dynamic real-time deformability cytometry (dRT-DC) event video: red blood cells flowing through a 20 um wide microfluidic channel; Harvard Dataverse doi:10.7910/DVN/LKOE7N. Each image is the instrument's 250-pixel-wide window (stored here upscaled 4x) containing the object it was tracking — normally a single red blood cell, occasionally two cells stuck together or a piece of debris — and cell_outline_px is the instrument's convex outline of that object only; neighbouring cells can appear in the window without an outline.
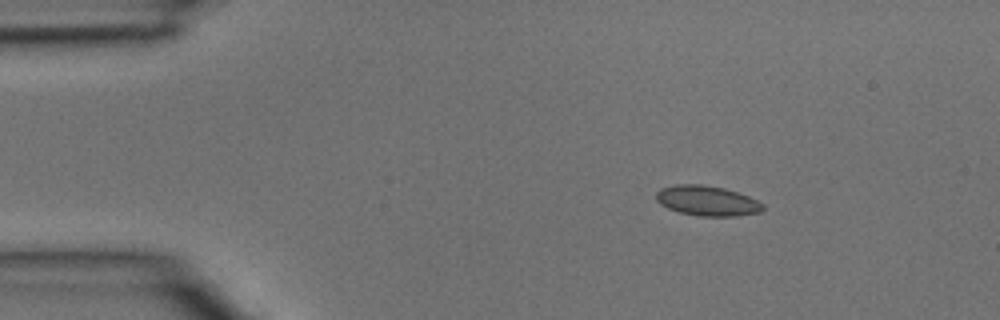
{"species": "common noctule bat (a hibernating species)", "species_latin": "Nyctalus noctula", "temperature_condition": "room temperature", "stored_images_in_passage": 3, "camera_frame_rate_fps": 3000, "um_per_image_px": 0.085, "animal": {"sex": "male", "body_mass_g": 15.6}, "frame": {"image": 1, "passage_image": 1, "time_ms": 0.0, "image_size_px": [1000, 320], "cell_outline_px": [[764, 208], [760, 212], [736, 216], [700, 216], [680, 212], [668, 208], [660, 204], [656, 200], [656, 192], [660, 188], [676, 184], [704, 184], [724, 188], [748, 196], [764, 204]], "centroid_in_image_um": [60.09, 17.06], "position_along_channel_um": 24.9, "area_um2": 18.73}}
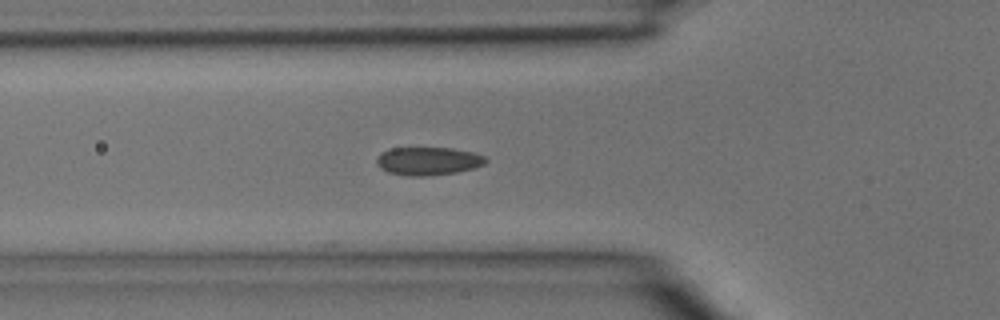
{"frame": {"image": 2, "passage_image": 3, "time_ms": 0.667, "image_size_px": [1000, 320], "cell_outline_px": [[488, 160], [484, 164], [476, 168], [456, 172], [428, 176], [408, 176], [388, 172], [380, 168], [376, 164], [376, 160], [380, 152], [392, 148], [452, 148], [472, 152], [484, 156]], "centroid_in_image_um": [36.38, 13.69], "position_along_channel_um": 89.4, "area_um2": 17.98}}